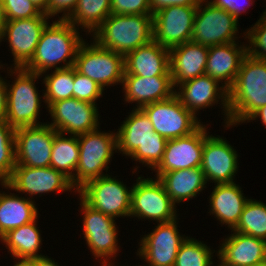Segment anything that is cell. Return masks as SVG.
I'll use <instances>...</instances> for the list:
<instances>
[{
	"label": "cell",
	"instance_id": "obj_13",
	"mask_svg": "<svg viewBox=\"0 0 266 266\" xmlns=\"http://www.w3.org/2000/svg\"><path fill=\"white\" fill-rule=\"evenodd\" d=\"M97 104L69 98L56 101L48 107L50 125L62 134L80 135L99 128Z\"/></svg>",
	"mask_w": 266,
	"mask_h": 266
},
{
	"label": "cell",
	"instance_id": "obj_42",
	"mask_svg": "<svg viewBox=\"0 0 266 266\" xmlns=\"http://www.w3.org/2000/svg\"><path fill=\"white\" fill-rule=\"evenodd\" d=\"M79 0H49V17L63 13L59 19H67L77 7Z\"/></svg>",
	"mask_w": 266,
	"mask_h": 266
},
{
	"label": "cell",
	"instance_id": "obj_27",
	"mask_svg": "<svg viewBox=\"0 0 266 266\" xmlns=\"http://www.w3.org/2000/svg\"><path fill=\"white\" fill-rule=\"evenodd\" d=\"M116 132L117 150L124 156H130L147 140H167L154 131L153 125L141 108L134 107Z\"/></svg>",
	"mask_w": 266,
	"mask_h": 266
},
{
	"label": "cell",
	"instance_id": "obj_6",
	"mask_svg": "<svg viewBox=\"0 0 266 266\" xmlns=\"http://www.w3.org/2000/svg\"><path fill=\"white\" fill-rule=\"evenodd\" d=\"M83 41L79 46L74 67L82 75L95 81L103 89L122 84L125 72L124 56L110 49Z\"/></svg>",
	"mask_w": 266,
	"mask_h": 266
},
{
	"label": "cell",
	"instance_id": "obj_28",
	"mask_svg": "<svg viewBox=\"0 0 266 266\" xmlns=\"http://www.w3.org/2000/svg\"><path fill=\"white\" fill-rule=\"evenodd\" d=\"M155 175L175 205L197 197V194L199 195L207 184L204 172L200 167L156 173Z\"/></svg>",
	"mask_w": 266,
	"mask_h": 266
},
{
	"label": "cell",
	"instance_id": "obj_8",
	"mask_svg": "<svg viewBox=\"0 0 266 266\" xmlns=\"http://www.w3.org/2000/svg\"><path fill=\"white\" fill-rule=\"evenodd\" d=\"M79 197L94 210L113 217H130L132 188L115 177L101 176L87 182L78 191Z\"/></svg>",
	"mask_w": 266,
	"mask_h": 266
},
{
	"label": "cell",
	"instance_id": "obj_4",
	"mask_svg": "<svg viewBox=\"0 0 266 266\" xmlns=\"http://www.w3.org/2000/svg\"><path fill=\"white\" fill-rule=\"evenodd\" d=\"M8 75H14V82H6L7 108L5 121L14 129L20 127L39 126L41 108L40 93L35 86V80L41 75L24 68L9 69Z\"/></svg>",
	"mask_w": 266,
	"mask_h": 266
},
{
	"label": "cell",
	"instance_id": "obj_38",
	"mask_svg": "<svg viewBox=\"0 0 266 266\" xmlns=\"http://www.w3.org/2000/svg\"><path fill=\"white\" fill-rule=\"evenodd\" d=\"M244 34L249 41V45H246L247 54L253 58L266 60V15H261L254 26L250 27Z\"/></svg>",
	"mask_w": 266,
	"mask_h": 266
},
{
	"label": "cell",
	"instance_id": "obj_19",
	"mask_svg": "<svg viewBox=\"0 0 266 266\" xmlns=\"http://www.w3.org/2000/svg\"><path fill=\"white\" fill-rule=\"evenodd\" d=\"M207 127L201 125L195 132L167 141L163 158L153 170L156 173H165L200 167L204 141L209 136Z\"/></svg>",
	"mask_w": 266,
	"mask_h": 266
},
{
	"label": "cell",
	"instance_id": "obj_17",
	"mask_svg": "<svg viewBox=\"0 0 266 266\" xmlns=\"http://www.w3.org/2000/svg\"><path fill=\"white\" fill-rule=\"evenodd\" d=\"M49 18L46 13H42L27 19L7 20L0 42L7 38L14 68H23L31 60Z\"/></svg>",
	"mask_w": 266,
	"mask_h": 266
},
{
	"label": "cell",
	"instance_id": "obj_14",
	"mask_svg": "<svg viewBox=\"0 0 266 266\" xmlns=\"http://www.w3.org/2000/svg\"><path fill=\"white\" fill-rule=\"evenodd\" d=\"M177 219L170 222L157 223L152 232L140 240L137 255L148 266H174L181 244L187 238L180 235ZM147 266V265H143Z\"/></svg>",
	"mask_w": 266,
	"mask_h": 266
},
{
	"label": "cell",
	"instance_id": "obj_20",
	"mask_svg": "<svg viewBox=\"0 0 266 266\" xmlns=\"http://www.w3.org/2000/svg\"><path fill=\"white\" fill-rule=\"evenodd\" d=\"M237 151L220 136L209 135L204 141L202 163L206 181L215 184L233 183L238 171Z\"/></svg>",
	"mask_w": 266,
	"mask_h": 266
},
{
	"label": "cell",
	"instance_id": "obj_9",
	"mask_svg": "<svg viewBox=\"0 0 266 266\" xmlns=\"http://www.w3.org/2000/svg\"><path fill=\"white\" fill-rule=\"evenodd\" d=\"M142 178L139 176L132 186L130 216L158 223L175 220L178 217L177 206L163 184L157 178Z\"/></svg>",
	"mask_w": 266,
	"mask_h": 266
},
{
	"label": "cell",
	"instance_id": "obj_49",
	"mask_svg": "<svg viewBox=\"0 0 266 266\" xmlns=\"http://www.w3.org/2000/svg\"><path fill=\"white\" fill-rule=\"evenodd\" d=\"M6 23H7V18L5 14V9L3 7L2 0H0V38L3 34Z\"/></svg>",
	"mask_w": 266,
	"mask_h": 266
},
{
	"label": "cell",
	"instance_id": "obj_21",
	"mask_svg": "<svg viewBox=\"0 0 266 266\" xmlns=\"http://www.w3.org/2000/svg\"><path fill=\"white\" fill-rule=\"evenodd\" d=\"M217 256L222 266H254L266 261V241L232 230Z\"/></svg>",
	"mask_w": 266,
	"mask_h": 266
},
{
	"label": "cell",
	"instance_id": "obj_3",
	"mask_svg": "<svg viewBox=\"0 0 266 266\" xmlns=\"http://www.w3.org/2000/svg\"><path fill=\"white\" fill-rule=\"evenodd\" d=\"M92 37L101 47L125 57L153 40V15L110 14Z\"/></svg>",
	"mask_w": 266,
	"mask_h": 266
},
{
	"label": "cell",
	"instance_id": "obj_22",
	"mask_svg": "<svg viewBox=\"0 0 266 266\" xmlns=\"http://www.w3.org/2000/svg\"><path fill=\"white\" fill-rule=\"evenodd\" d=\"M246 55L247 46L244 45V42L243 45L230 42L211 46L208 51L205 74L229 90L234 84L241 62Z\"/></svg>",
	"mask_w": 266,
	"mask_h": 266
},
{
	"label": "cell",
	"instance_id": "obj_24",
	"mask_svg": "<svg viewBox=\"0 0 266 266\" xmlns=\"http://www.w3.org/2000/svg\"><path fill=\"white\" fill-rule=\"evenodd\" d=\"M124 75L171 76L169 49L152 40L124 57Z\"/></svg>",
	"mask_w": 266,
	"mask_h": 266
},
{
	"label": "cell",
	"instance_id": "obj_2",
	"mask_svg": "<svg viewBox=\"0 0 266 266\" xmlns=\"http://www.w3.org/2000/svg\"><path fill=\"white\" fill-rule=\"evenodd\" d=\"M229 126L245 123L258 108L266 105V60L243 58L240 70L228 90Z\"/></svg>",
	"mask_w": 266,
	"mask_h": 266
},
{
	"label": "cell",
	"instance_id": "obj_37",
	"mask_svg": "<svg viewBox=\"0 0 266 266\" xmlns=\"http://www.w3.org/2000/svg\"><path fill=\"white\" fill-rule=\"evenodd\" d=\"M167 141L168 140H147L139 145L129 157L154 170L163 158Z\"/></svg>",
	"mask_w": 266,
	"mask_h": 266
},
{
	"label": "cell",
	"instance_id": "obj_32",
	"mask_svg": "<svg viewBox=\"0 0 266 266\" xmlns=\"http://www.w3.org/2000/svg\"><path fill=\"white\" fill-rule=\"evenodd\" d=\"M111 14V0H79L67 20L74 26L93 34Z\"/></svg>",
	"mask_w": 266,
	"mask_h": 266
},
{
	"label": "cell",
	"instance_id": "obj_5",
	"mask_svg": "<svg viewBox=\"0 0 266 266\" xmlns=\"http://www.w3.org/2000/svg\"><path fill=\"white\" fill-rule=\"evenodd\" d=\"M99 129V130H98ZM79 144V162L75 172V190L78 191L87 182L97 179L109 169L108 163L117 152V134L101 132L100 128L77 135Z\"/></svg>",
	"mask_w": 266,
	"mask_h": 266
},
{
	"label": "cell",
	"instance_id": "obj_15",
	"mask_svg": "<svg viewBox=\"0 0 266 266\" xmlns=\"http://www.w3.org/2000/svg\"><path fill=\"white\" fill-rule=\"evenodd\" d=\"M4 188L32 196L49 192L74 191L71 180L52 167L15 166L11 177L0 183Z\"/></svg>",
	"mask_w": 266,
	"mask_h": 266
},
{
	"label": "cell",
	"instance_id": "obj_16",
	"mask_svg": "<svg viewBox=\"0 0 266 266\" xmlns=\"http://www.w3.org/2000/svg\"><path fill=\"white\" fill-rule=\"evenodd\" d=\"M198 6H170L153 15V40L171 49L191 41Z\"/></svg>",
	"mask_w": 266,
	"mask_h": 266
},
{
	"label": "cell",
	"instance_id": "obj_41",
	"mask_svg": "<svg viewBox=\"0 0 266 266\" xmlns=\"http://www.w3.org/2000/svg\"><path fill=\"white\" fill-rule=\"evenodd\" d=\"M111 14L151 15L149 0H111Z\"/></svg>",
	"mask_w": 266,
	"mask_h": 266
},
{
	"label": "cell",
	"instance_id": "obj_43",
	"mask_svg": "<svg viewBox=\"0 0 266 266\" xmlns=\"http://www.w3.org/2000/svg\"><path fill=\"white\" fill-rule=\"evenodd\" d=\"M241 1H244L243 4L246 1V3L248 4L247 8H249L250 4L253 5L252 3L254 2L253 0H211L210 2L214 6L228 11L238 20L239 15H242L241 13L246 12V10H247V8L244 7V5L242 8Z\"/></svg>",
	"mask_w": 266,
	"mask_h": 266
},
{
	"label": "cell",
	"instance_id": "obj_44",
	"mask_svg": "<svg viewBox=\"0 0 266 266\" xmlns=\"http://www.w3.org/2000/svg\"><path fill=\"white\" fill-rule=\"evenodd\" d=\"M201 0H149L151 15L170 6H198Z\"/></svg>",
	"mask_w": 266,
	"mask_h": 266
},
{
	"label": "cell",
	"instance_id": "obj_47",
	"mask_svg": "<svg viewBox=\"0 0 266 266\" xmlns=\"http://www.w3.org/2000/svg\"><path fill=\"white\" fill-rule=\"evenodd\" d=\"M35 266H59L58 263L51 259L48 258V256H39L35 258Z\"/></svg>",
	"mask_w": 266,
	"mask_h": 266
},
{
	"label": "cell",
	"instance_id": "obj_34",
	"mask_svg": "<svg viewBox=\"0 0 266 266\" xmlns=\"http://www.w3.org/2000/svg\"><path fill=\"white\" fill-rule=\"evenodd\" d=\"M233 230L266 241V204L249 199Z\"/></svg>",
	"mask_w": 266,
	"mask_h": 266
},
{
	"label": "cell",
	"instance_id": "obj_36",
	"mask_svg": "<svg viewBox=\"0 0 266 266\" xmlns=\"http://www.w3.org/2000/svg\"><path fill=\"white\" fill-rule=\"evenodd\" d=\"M14 131L6 121L0 122V183L11 177L16 166Z\"/></svg>",
	"mask_w": 266,
	"mask_h": 266
},
{
	"label": "cell",
	"instance_id": "obj_12",
	"mask_svg": "<svg viewBox=\"0 0 266 266\" xmlns=\"http://www.w3.org/2000/svg\"><path fill=\"white\" fill-rule=\"evenodd\" d=\"M58 132L48 123L39 126L16 128V166L50 167L54 136Z\"/></svg>",
	"mask_w": 266,
	"mask_h": 266
},
{
	"label": "cell",
	"instance_id": "obj_29",
	"mask_svg": "<svg viewBox=\"0 0 266 266\" xmlns=\"http://www.w3.org/2000/svg\"><path fill=\"white\" fill-rule=\"evenodd\" d=\"M38 208L30 197L0 192V239L10 230L38 219Z\"/></svg>",
	"mask_w": 266,
	"mask_h": 266
},
{
	"label": "cell",
	"instance_id": "obj_52",
	"mask_svg": "<svg viewBox=\"0 0 266 266\" xmlns=\"http://www.w3.org/2000/svg\"><path fill=\"white\" fill-rule=\"evenodd\" d=\"M254 266H266V261H264L263 263H260V264L254 265Z\"/></svg>",
	"mask_w": 266,
	"mask_h": 266
},
{
	"label": "cell",
	"instance_id": "obj_18",
	"mask_svg": "<svg viewBox=\"0 0 266 266\" xmlns=\"http://www.w3.org/2000/svg\"><path fill=\"white\" fill-rule=\"evenodd\" d=\"M179 87V89H177ZM179 91H177V90ZM174 94L195 116L201 109L218 104L221 99L225 127L229 126L228 90L210 76L203 74L176 86ZM199 110V111H198Z\"/></svg>",
	"mask_w": 266,
	"mask_h": 266
},
{
	"label": "cell",
	"instance_id": "obj_50",
	"mask_svg": "<svg viewBox=\"0 0 266 266\" xmlns=\"http://www.w3.org/2000/svg\"><path fill=\"white\" fill-rule=\"evenodd\" d=\"M13 266H35V258L33 259H18Z\"/></svg>",
	"mask_w": 266,
	"mask_h": 266
},
{
	"label": "cell",
	"instance_id": "obj_11",
	"mask_svg": "<svg viewBox=\"0 0 266 266\" xmlns=\"http://www.w3.org/2000/svg\"><path fill=\"white\" fill-rule=\"evenodd\" d=\"M81 214L83 213V237L96 258L102 262L114 260L119 250L118 230L113 217L94 210L80 198ZM101 258V259H99Z\"/></svg>",
	"mask_w": 266,
	"mask_h": 266
},
{
	"label": "cell",
	"instance_id": "obj_30",
	"mask_svg": "<svg viewBox=\"0 0 266 266\" xmlns=\"http://www.w3.org/2000/svg\"><path fill=\"white\" fill-rule=\"evenodd\" d=\"M36 221L35 219L28 224L10 230L0 239L13 258L33 259L43 256L41 253L38 254L42 245V238Z\"/></svg>",
	"mask_w": 266,
	"mask_h": 266
},
{
	"label": "cell",
	"instance_id": "obj_48",
	"mask_svg": "<svg viewBox=\"0 0 266 266\" xmlns=\"http://www.w3.org/2000/svg\"><path fill=\"white\" fill-rule=\"evenodd\" d=\"M33 4L49 16V0H31Z\"/></svg>",
	"mask_w": 266,
	"mask_h": 266
},
{
	"label": "cell",
	"instance_id": "obj_45",
	"mask_svg": "<svg viewBox=\"0 0 266 266\" xmlns=\"http://www.w3.org/2000/svg\"><path fill=\"white\" fill-rule=\"evenodd\" d=\"M4 66L0 64V69ZM5 79L0 76V122L6 119V108H7V86Z\"/></svg>",
	"mask_w": 266,
	"mask_h": 266
},
{
	"label": "cell",
	"instance_id": "obj_10",
	"mask_svg": "<svg viewBox=\"0 0 266 266\" xmlns=\"http://www.w3.org/2000/svg\"><path fill=\"white\" fill-rule=\"evenodd\" d=\"M151 121L154 131L167 140L187 136L202 123L174 94L170 98L141 107Z\"/></svg>",
	"mask_w": 266,
	"mask_h": 266
},
{
	"label": "cell",
	"instance_id": "obj_40",
	"mask_svg": "<svg viewBox=\"0 0 266 266\" xmlns=\"http://www.w3.org/2000/svg\"><path fill=\"white\" fill-rule=\"evenodd\" d=\"M2 4L7 20L27 19L43 13L31 0H2Z\"/></svg>",
	"mask_w": 266,
	"mask_h": 266
},
{
	"label": "cell",
	"instance_id": "obj_25",
	"mask_svg": "<svg viewBox=\"0 0 266 266\" xmlns=\"http://www.w3.org/2000/svg\"><path fill=\"white\" fill-rule=\"evenodd\" d=\"M122 86L125 93L124 100L128 103H136L137 108L168 99L175 91L171 76L124 75Z\"/></svg>",
	"mask_w": 266,
	"mask_h": 266
},
{
	"label": "cell",
	"instance_id": "obj_7",
	"mask_svg": "<svg viewBox=\"0 0 266 266\" xmlns=\"http://www.w3.org/2000/svg\"><path fill=\"white\" fill-rule=\"evenodd\" d=\"M238 24L228 11L208 0H201L194 18L191 41L207 47L236 42Z\"/></svg>",
	"mask_w": 266,
	"mask_h": 266
},
{
	"label": "cell",
	"instance_id": "obj_26",
	"mask_svg": "<svg viewBox=\"0 0 266 266\" xmlns=\"http://www.w3.org/2000/svg\"><path fill=\"white\" fill-rule=\"evenodd\" d=\"M209 197L210 215L233 230L249 199L243 196L241 187L233 183L216 184Z\"/></svg>",
	"mask_w": 266,
	"mask_h": 266
},
{
	"label": "cell",
	"instance_id": "obj_1",
	"mask_svg": "<svg viewBox=\"0 0 266 266\" xmlns=\"http://www.w3.org/2000/svg\"><path fill=\"white\" fill-rule=\"evenodd\" d=\"M78 30L79 28L74 27L67 19L48 23L41 34L33 57L23 68L43 77V73L52 68L56 70L73 67L77 50L84 41ZM61 62L63 65L58 67Z\"/></svg>",
	"mask_w": 266,
	"mask_h": 266
},
{
	"label": "cell",
	"instance_id": "obj_35",
	"mask_svg": "<svg viewBox=\"0 0 266 266\" xmlns=\"http://www.w3.org/2000/svg\"><path fill=\"white\" fill-rule=\"evenodd\" d=\"M212 257L210 247L187 236L178 250L174 266H214Z\"/></svg>",
	"mask_w": 266,
	"mask_h": 266
},
{
	"label": "cell",
	"instance_id": "obj_23",
	"mask_svg": "<svg viewBox=\"0 0 266 266\" xmlns=\"http://www.w3.org/2000/svg\"><path fill=\"white\" fill-rule=\"evenodd\" d=\"M209 47L192 41L169 50L170 74L173 86L205 74Z\"/></svg>",
	"mask_w": 266,
	"mask_h": 266
},
{
	"label": "cell",
	"instance_id": "obj_33",
	"mask_svg": "<svg viewBox=\"0 0 266 266\" xmlns=\"http://www.w3.org/2000/svg\"><path fill=\"white\" fill-rule=\"evenodd\" d=\"M43 78L45 90L43 89V101L48 108L52 103L73 98L74 88V66L64 69H54L53 73Z\"/></svg>",
	"mask_w": 266,
	"mask_h": 266
},
{
	"label": "cell",
	"instance_id": "obj_51",
	"mask_svg": "<svg viewBox=\"0 0 266 266\" xmlns=\"http://www.w3.org/2000/svg\"><path fill=\"white\" fill-rule=\"evenodd\" d=\"M100 264H102L101 266H112V261L110 262H101Z\"/></svg>",
	"mask_w": 266,
	"mask_h": 266
},
{
	"label": "cell",
	"instance_id": "obj_31",
	"mask_svg": "<svg viewBox=\"0 0 266 266\" xmlns=\"http://www.w3.org/2000/svg\"><path fill=\"white\" fill-rule=\"evenodd\" d=\"M79 155L77 135H70L68 138L65 134L58 132L54 136L50 167L68 177L74 188Z\"/></svg>",
	"mask_w": 266,
	"mask_h": 266
},
{
	"label": "cell",
	"instance_id": "obj_39",
	"mask_svg": "<svg viewBox=\"0 0 266 266\" xmlns=\"http://www.w3.org/2000/svg\"><path fill=\"white\" fill-rule=\"evenodd\" d=\"M104 90L95 81L79 73L74 67L73 98L96 104V100L103 96Z\"/></svg>",
	"mask_w": 266,
	"mask_h": 266
},
{
	"label": "cell",
	"instance_id": "obj_46",
	"mask_svg": "<svg viewBox=\"0 0 266 266\" xmlns=\"http://www.w3.org/2000/svg\"><path fill=\"white\" fill-rule=\"evenodd\" d=\"M260 118L263 125L266 127V105L263 107L258 108L256 111H254L247 119L246 121L249 123L250 120H257Z\"/></svg>",
	"mask_w": 266,
	"mask_h": 266
}]
</instances>
